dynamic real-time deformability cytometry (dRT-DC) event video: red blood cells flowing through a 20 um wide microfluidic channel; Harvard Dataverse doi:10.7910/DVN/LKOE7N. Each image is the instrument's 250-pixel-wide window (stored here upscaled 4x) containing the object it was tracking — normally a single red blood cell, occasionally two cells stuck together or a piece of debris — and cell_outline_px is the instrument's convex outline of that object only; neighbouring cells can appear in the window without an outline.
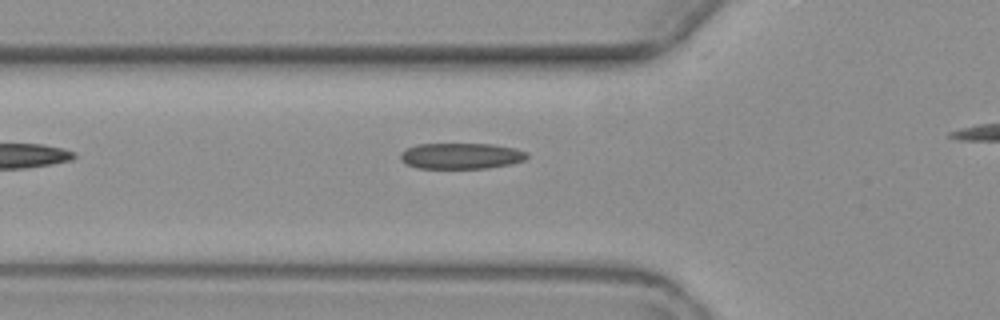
{"species": "common noctule bat (a hibernating species)", "species_latin": "Nyctalus noctula", "temperature_condition": "warm", "stored_images_in_passage": 4, "segment_of_instrument_passage": [1, 2], "camera_frame_rate_fps": 3000, "um_per_image_px": 0.085, "animal": {"sex": "female", "body_mass_g": 19.3, "forearm_length_mm": 54.1}, "frame": {"image": 1, "passage_image": 3, "time_ms": 3.333, "image_size_px": [1000, 320], "cell_outline_px": [[528, 156], [524, 160], [512, 164], [488, 168], [416, 168], [404, 164], [400, 160], [400, 152], [404, 148], [416, 144], [492, 144], [516, 148], [528, 152]], "centroid_in_image_um": [39.16, 13.25], "position_along_channel_um": 86.6, "area_um2": 19.48}}